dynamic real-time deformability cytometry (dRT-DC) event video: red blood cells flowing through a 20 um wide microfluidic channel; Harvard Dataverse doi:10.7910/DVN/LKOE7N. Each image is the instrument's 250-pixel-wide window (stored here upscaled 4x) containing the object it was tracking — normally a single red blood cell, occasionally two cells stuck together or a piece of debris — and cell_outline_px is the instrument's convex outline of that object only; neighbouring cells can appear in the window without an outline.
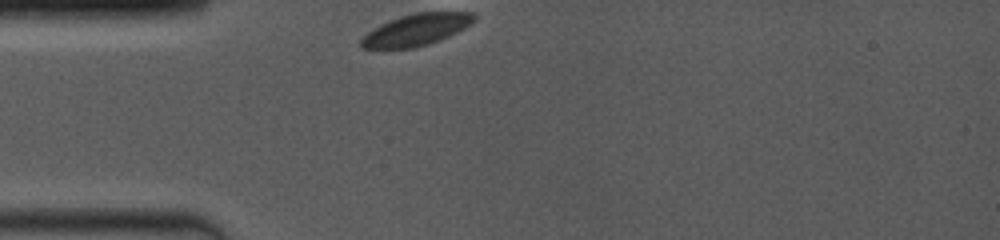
{"species": "common noctule bat (a hibernating species)", "species_latin": "Nyctalus noctula", "temperature_condition": "room temperature", "stored_images_in_passage": 1, "camera_frame_rate_fps": 4000, "um_per_image_px": 0.085, "animal": {"sex": "female", "body_mass_g": 19.0, "forearm_length_mm": 53.3}, "frame": {"image": 1, "passage_image": 1, "time_ms": 0.0, "image_size_px": [1000, 240], "cell_outline_px": [[476, 20], [464, 28], [448, 36], [428, 44], [412, 48], [360, 48], [360, 40], [372, 28], [380, 24], [416, 12], [472, 12], [476, 16]], "centroid_in_image_um": [35.39, 2.53], "position_along_channel_um": 49.6, "area_um2": 20.52}}